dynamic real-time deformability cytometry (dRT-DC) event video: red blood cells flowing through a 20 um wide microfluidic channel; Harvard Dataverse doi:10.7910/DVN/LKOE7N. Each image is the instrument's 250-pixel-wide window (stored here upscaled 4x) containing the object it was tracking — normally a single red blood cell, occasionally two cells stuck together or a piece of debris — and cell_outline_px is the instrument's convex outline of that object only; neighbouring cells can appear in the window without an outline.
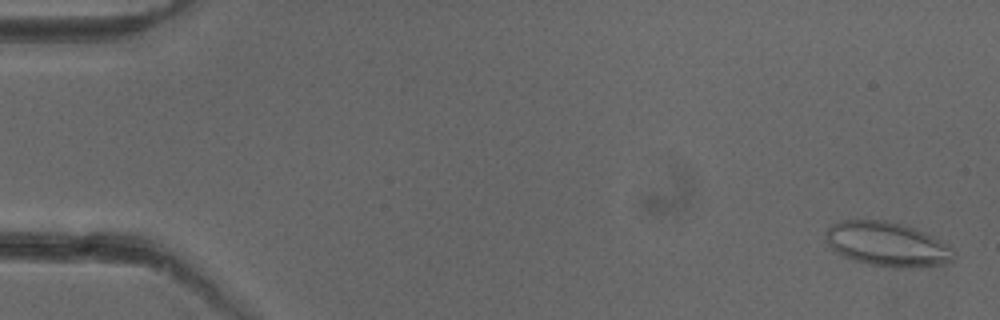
{"species": "common noctule bat (a hibernating species)", "species_latin": "Nyctalus noctula", "temperature_condition": "cold", "stored_images_in_passage": 52, "camera_frame_rate_fps": 3000, "um_per_image_px": 0.085, "animal": {"sex": "female"}, "frame": {"image": 1, "passage_image": 2, "time_ms": 0.333, "image_size_px": [1000, 320], "cell_outline_px": [[956, 256], [952, 260], [944, 264], [920, 268], [892, 268], [872, 264], [856, 260], [832, 252], [824, 240], [824, 236], [828, 228], [832, 224], [840, 220], [888, 220], [916, 228], [944, 240], [956, 252]], "centroid_in_image_um": [75.44, 20.76], "position_along_channel_um": 9.6, "area_um2": 33.93}}
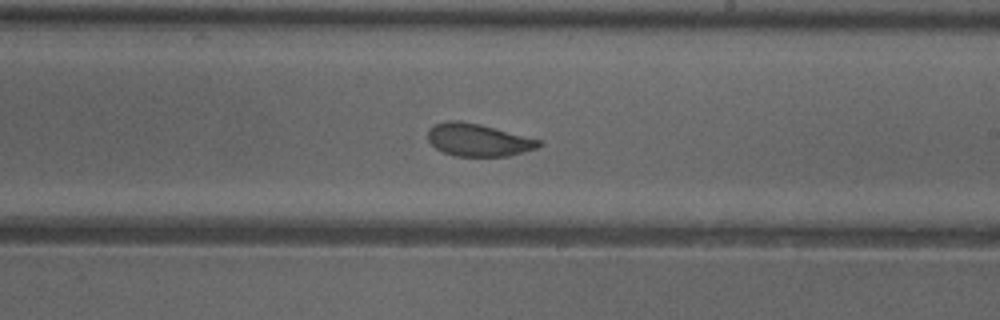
{"frame": {"image": 2, "passage_image": 31, "time_ms": 10.0, "image_size_px": [1000, 320], "cell_outline_px": [[544, 144], [536, 148], [524, 152], [508, 156], [456, 156], [444, 152], [436, 148], [428, 140], [428, 132], [436, 124], [448, 120], [460, 120], [480, 124], [540, 140]], "centroid_in_image_um": [40.66, 11.9], "position_along_channel_um": 248.3, "area_um2": 20.87}}
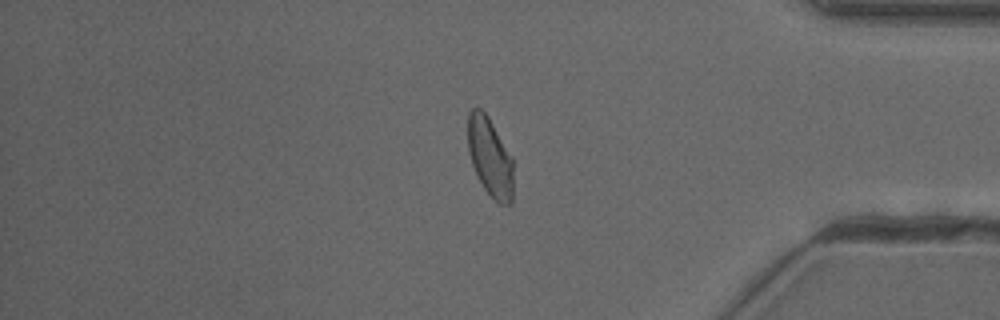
{"frame": {"image": 3, "passage_image": 44, "time_ms": 14.333, "image_size_px": [1000, 320], "cell_outline_px": [[512, 200], [508, 204], [500, 204], [484, 188], [476, 176], [468, 152], [468, 112], [476, 104], [488, 116], [512, 156]], "centroid_in_image_um": [41.62, 13.3], "position_along_channel_um": 393.6, "area_um2": 20.92}, "authors_computed_cell_mechanics": {"area_um2": 22.1374, "velocity_mm_per_s": 3.9596, "shape_relaxation_time_tau1_ms": 5.3872, "shape_relaxation_time_tau2_ms": 1.4433, "deformation_change_tau1": 0.1292, "deformation_change_tau2": 0.0696}}